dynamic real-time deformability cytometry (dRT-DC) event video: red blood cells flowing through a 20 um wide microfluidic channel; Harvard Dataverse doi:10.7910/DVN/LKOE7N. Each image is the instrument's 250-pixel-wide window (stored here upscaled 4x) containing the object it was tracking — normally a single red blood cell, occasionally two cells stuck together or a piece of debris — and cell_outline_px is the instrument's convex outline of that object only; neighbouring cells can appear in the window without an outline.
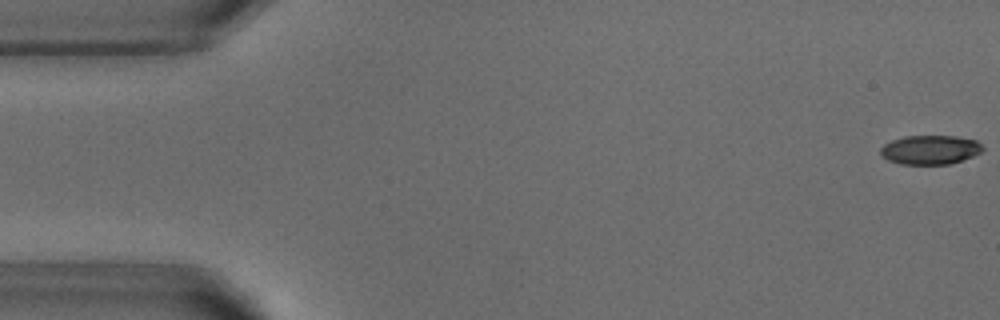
{"species": "common noctule bat (a hibernating species)", "species_latin": "Nyctalus noctula", "temperature_condition": "warm", "stored_images_in_passage": 53, "camera_frame_rate_fps": 3000, "um_per_image_px": 0.085, "animal": {"sex": "male", "body_mass_g": 18.8}, "frame": {"image": 1, "passage_image": 1, "time_ms": 0.0, "image_size_px": [1000, 320], "cell_outline_px": [[984, 148], [980, 152], [972, 156], [948, 164], [900, 164], [888, 160], [880, 152], [880, 148], [884, 144], [892, 140], [904, 136], [956, 136], [976, 140]], "centroid_in_image_um": [79.04, 12.72], "position_along_channel_um": 6.0, "area_um2": 17.17}}
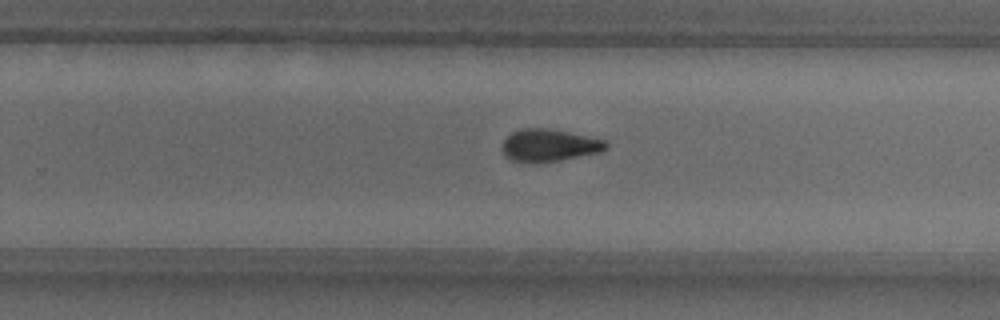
{"frame": {"image": 2, "passage_image": 33, "time_ms": 10.667, "image_size_px": [1000, 320], "cell_outline_px": [[608, 148], [600, 152], [560, 160], [536, 164], [508, 160], [504, 156], [500, 148], [504, 140], [512, 132], [520, 128], [548, 128], [608, 140]], "centroid_in_image_um": [46.65, 12.37], "position_along_channel_um": 283.2, "area_um2": 20.06}}
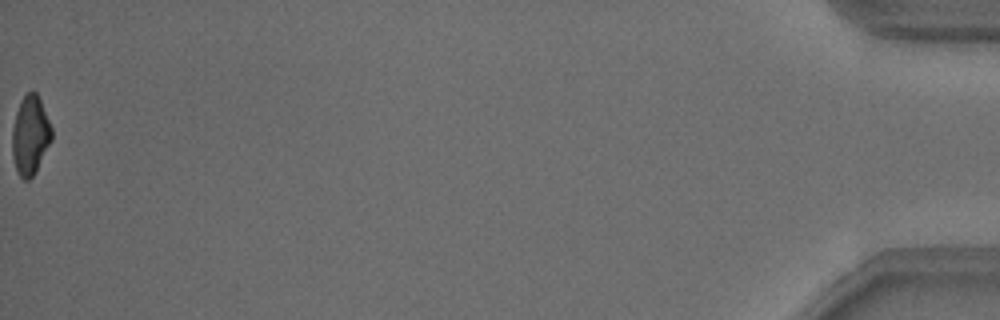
{"frame": {"image": 3, "passage_image": 53, "time_ms": 17.333, "image_size_px": [1000, 320], "cell_outline_px": [[52, 140], [36, 172], [28, 180], [24, 180], [16, 172], [12, 156], [12, 128], [16, 112], [20, 100], [32, 88], [36, 92], [40, 100], [52, 128]], "centroid_in_image_um": [2.56, 11.51], "position_along_channel_um": 432.6, "area_um2": 18.38}, "authors_computed_cell_mechanics": {"area_um2": 19.3052, "velocity_mm_per_s": 3.8364, "shape_relaxation_time_tau1_ms": 3.8189, "shape_relaxation_time_tau2_ms": 4.6558, "deformation_change_tau1": 0.1532, "deformation_change_tau2": 0.1248}}